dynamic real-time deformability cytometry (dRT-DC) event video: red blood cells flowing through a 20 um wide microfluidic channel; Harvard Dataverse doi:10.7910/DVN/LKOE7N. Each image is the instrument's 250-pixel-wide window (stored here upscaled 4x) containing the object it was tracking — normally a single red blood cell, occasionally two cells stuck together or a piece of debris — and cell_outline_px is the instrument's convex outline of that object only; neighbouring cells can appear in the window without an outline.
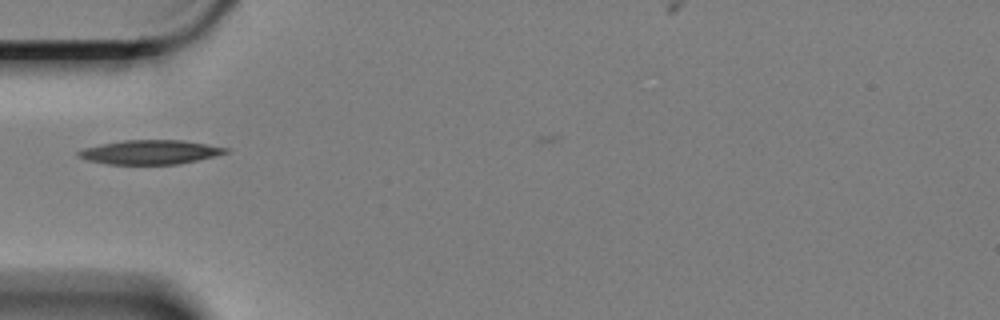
{"species": "Egyptian fruit bat (a non-hibernating species)", "species_latin": "Rousettus aegyptiacus", "temperature_condition": "cold", "stored_images_in_passage": 5, "camera_frame_rate_fps": 3000, "um_per_image_px": 0.085, "animal": {"sex": "female"}, "frame": {"image": 1, "passage_image": 1, "time_ms": 0.0, "image_size_px": [1000, 320], "cell_outline_px": [[228, 152], [180, 164], [108, 164], [88, 160], [76, 156], [76, 152], [84, 148], [124, 140], [184, 140], [228, 148]], "centroid_in_image_um": [12.73, 12.93], "position_along_channel_um": 72.3, "area_um2": 20.46}}
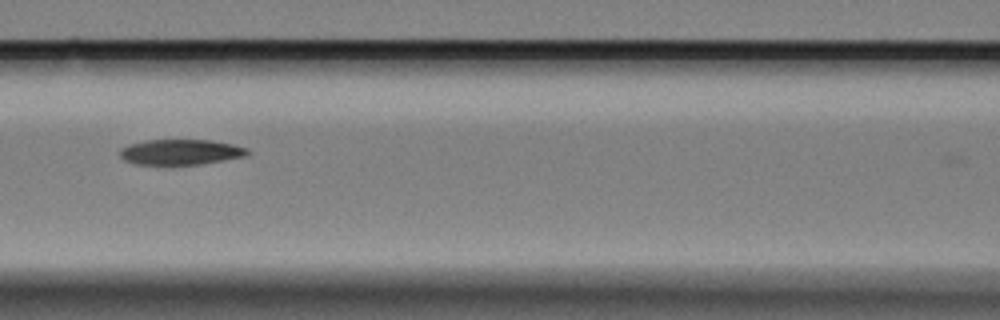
{"frame": {"image": 2, "passage_image": 3, "time_ms": 0.667, "image_size_px": [1000, 320], "cell_outline_px": [[252, 152], [248, 156], [200, 164], [136, 164], [124, 160], [120, 156], [120, 148], [128, 144], [144, 140], [208, 140], [232, 144], [248, 148]], "centroid_in_image_um": [15.37, 12.92], "position_along_channel_um": 151.2, "area_um2": 18.96}}
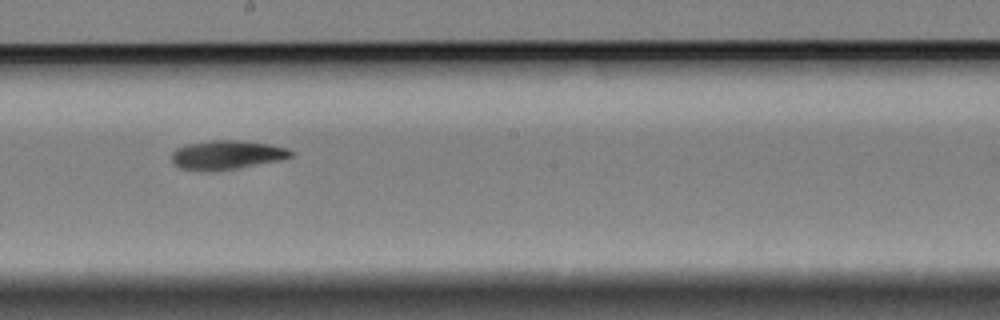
{"frame": {"image": 3, "passage_image": 5, "time_ms": 1.333, "image_size_px": [1000, 320], "cell_outline_px": [[292, 156], [276, 160], [236, 168], [180, 168], [172, 160], [172, 152], [176, 148], [188, 144], [208, 140], [240, 140], [268, 144], [288, 148], [292, 152]], "centroid_in_image_um": [19.29, 13.1], "position_along_channel_um": 228.9, "area_um2": 19.07}}